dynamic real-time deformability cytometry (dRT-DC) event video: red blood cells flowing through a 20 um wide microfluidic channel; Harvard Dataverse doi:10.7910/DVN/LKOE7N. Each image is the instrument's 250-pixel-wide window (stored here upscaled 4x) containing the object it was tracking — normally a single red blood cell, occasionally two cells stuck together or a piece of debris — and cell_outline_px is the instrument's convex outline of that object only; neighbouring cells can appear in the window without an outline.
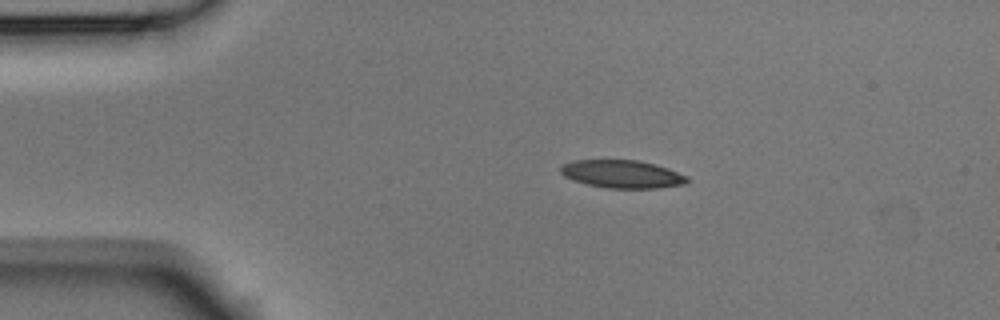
{"species": "Egyptian fruit bat (a non-hibernating species)", "species_latin": "Rousettus aegyptiacus", "temperature_condition": "room temperature", "stored_images_in_passage": 9, "camera_frame_rate_fps": 3000, "um_per_image_px": 0.085, "animal": {"sex": "male"}, "frame": {"image": 1, "passage_image": 2, "time_ms": 0.333, "image_size_px": [1000, 320], "cell_outline_px": [[688, 180], [684, 184], [656, 188], [608, 188], [588, 184], [572, 180], [564, 176], [560, 172], [560, 164], [576, 160], [636, 160], [668, 168], [688, 176]], "centroid_in_image_um": [52.85, 14.79], "position_along_channel_um": 32.2, "area_um2": 20.46}}
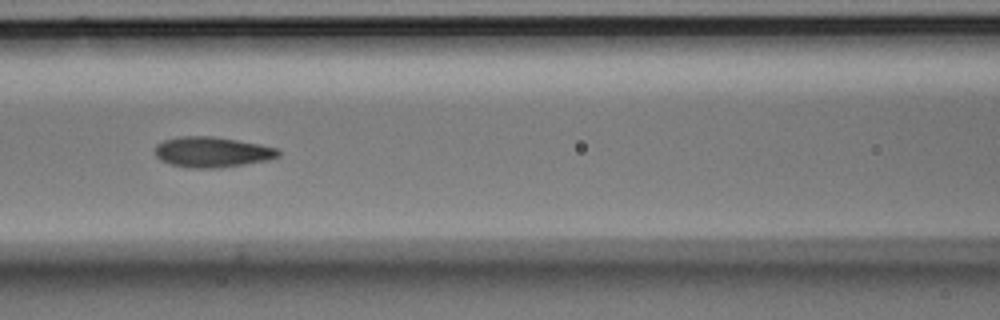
{"frame": {"image": 2, "passage_image": 6, "time_ms": 1.667, "image_size_px": [1000, 320], "cell_outline_px": [[280, 156], [268, 160], [220, 168], [188, 168], [172, 164], [160, 160], [156, 156], [156, 144], [164, 140], [180, 136], [212, 136], [260, 144], [276, 148], [280, 152]], "centroid_in_image_um": [18.03, 12.93], "position_along_channel_um": 148.6, "area_um2": 21.85}}
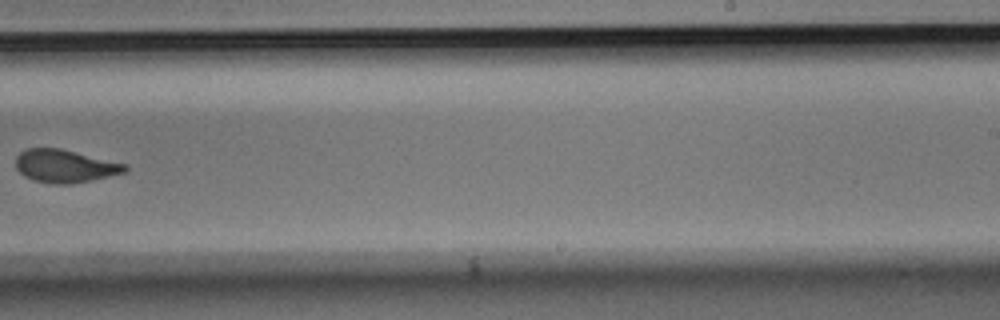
{"frame": {"image": 3, "passage_image": 9, "time_ms": 2.667, "image_size_px": [1000, 320], "cell_outline_px": [[128, 172], [92, 180], [72, 184], [52, 184], [32, 180], [24, 176], [16, 168], [16, 156], [20, 152], [28, 148], [60, 148], [128, 164]], "centroid_in_image_um": [5.54, 14.12], "position_along_channel_um": 283.5, "area_um2": 21.21}}